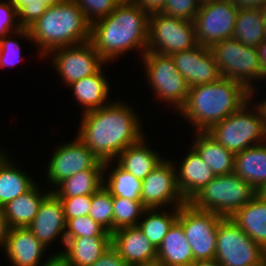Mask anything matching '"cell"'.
Returning <instances> with one entry per match:
<instances>
[{
    "label": "cell",
    "instance_id": "1",
    "mask_svg": "<svg viewBox=\"0 0 266 266\" xmlns=\"http://www.w3.org/2000/svg\"><path fill=\"white\" fill-rule=\"evenodd\" d=\"M134 113L133 108L121 102L84 112L76 137L100 161L112 162L143 137L140 119Z\"/></svg>",
    "mask_w": 266,
    "mask_h": 266
},
{
    "label": "cell",
    "instance_id": "2",
    "mask_svg": "<svg viewBox=\"0 0 266 266\" xmlns=\"http://www.w3.org/2000/svg\"><path fill=\"white\" fill-rule=\"evenodd\" d=\"M148 29L149 14L144 9L136 3H119L109 16L91 24L90 42L105 62L139 47L143 55Z\"/></svg>",
    "mask_w": 266,
    "mask_h": 266
},
{
    "label": "cell",
    "instance_id": "3",
    "mask_svg": "<svg viewBox=\"0 0 266 266\" xmlns=\"http://www.w3.org/2000/svg\"><path fill=\"white\" fill-rule=\"evenodd\" d=\"M252 94L242 83L221 77L209 84L190 87L187 101L179 114L182 113L197 131H207L239 110Z\"/></svg>",
    "mask_w": 266,
    "mask_h": 266
},
{
    "label": "cell",
    "instance_id": "4",
    "mask_svg": "<svg viewBox=\"0 0 266 266\" xmlns=\"http://www.w3.org/2000/svg\"><path fill=\"white\" fill-rule=\"evenodd\" d=\"M91 24L74 0L47 7L29 28L31 41L38 45L40 56L54 49L90 41Z\"/></svg>",
    "mask_w": 266,
    "mask_h": 266
},
{
    "label": "cell",
    "instance_id": "5",
    "mask_svg": "<svg viewBox=\"0 0 266 266\" xmlns=\"http://www.w3.org/2000/svg\"><path fill=\"white\" fill-rule=\"evenodd\" d=\"M257 195L256 189L234 172L216 176L188 203L203 211H210L222 218H231Z\"/></svg>",
    "mask_w": 266,
    "mask_h": 266
},
{
    "label": "cell",
    "instance_id": "6",
    "mask_svg": "<svg viewBox=\"0 0 266 266\" xmlns=\"http://www.w3.org/2000/svg\"><path fill=\"white\" fill-rule=\"evenodd\" d=\"M246 102L239 110L215 123L206 132L234 154L266 142L265 114L258 103L255 113ZM257 106V107H256ZM249 110V111H248ZM260 141V142H259ZM258 143V144H257Z\"/></svg>",
    "mask_w": 266,
    "mask_h": 266
},
{
    "label": "cell",
    "instance_id": "7",
    "mask_svg": "<svg viewBox=\"0 0 266 266\" xmlns=\"http://www.w3.org/2000/svg\"><path fill=\"white\" fill-rule=\"evenodd\" d=\"M222 77L242 83L253 94L251 80L265 79L257 48L229 38L210 47Z\"/></svg>",
    "mask_w": 266,
    "mask_h": 266
},
{
    "label": "cell",
    "instance_id": "8",
    "mask_svg": "<svg viewBox=\"0 0 266 266\" xmlns=\"http://www.w3.org/2000/svg\"><path fill=\"white\" fill-rule=\"evenodd\" d=\"M215 259L221 266H266V250L230 218H222L217 228Z\"/></svg>",
    "mask_w": 266,
    "mask_h": 266
},
{
    "label": "cell",
    "instance_id": "9",
    "mask_svg": "<svg viewBox=\"0 0 266 266\" xmlns=\"http://www.w3.org/2000/svg\"><path fill=\"white\" fill-rule=\"evenodd\" d=\"M198 45L194 21L171 17L162 12L149 14L147 51L171 55Z\"/></svg>",
    "mask_w": 266,
    "mask_h": 266
},
{
    "label": "cell",
    "instance_id": "10",
    "mask_svg": "<svg viewBox=\"0 0 266 266\" xmlns=\"http://www.w3.org/2000/svg\"><path fill=\"white\" fill-rule=\"evenodd\" d=\"M142 58L147 79L153 92H156L155 95L157 94L159 99L167 103H172L179 112L187 101L189 86L177 71L172 57L146 51Z\"/></svg>",
    "mask_w": 266,
    "mask_h": 266
},
{
    "label": "cell",
    "instance_id": "11",
    "mask_svg": "<svg viewBox=\"0 0 266 266\" xmlns=\"http://www.w3.org/2000/svg\"><path fill=\"white\" fill-rule=\"evenodd\" d=\"M221 219L219 215L198 210L188 202L179 207L177 221L183 226L194 261L215 258L217 228Z\"/></svg>",
    "mask_w": 266,
    "mask_h": 266
},
{
    "label": "cell",
    "instance_id": "12",
    "mask_svg": "<svg viewBox=\"0 0 266 266\" xmlns=\"http://www.w3.org/2000/svg\"><path fill=\"white\" fill-rule=\"evenodd\" d=\"M238 11L228 0L201 4L194 20L198 44L211 47L232 38Z\"/></svg>",
    "mask_w": 266,
    "mask_h": 266
},
{
    "label": "cell",
    "instance_id": "13",
    "mask_svg": "<svg viewBox=\"0 0 266 266\" xmlns=\"http://www.w3.org/2000/svg\"><path fill=\"white\" fill-rule=\"evenodd\" d=\"M174 166V162L163 159L142 180L141 202L146 209H160L170 203L180 207L187 203L178 189Z\"/></svg>",
    "mask_w": 266,
    "mask_h": 266
},
{
    "label": "cell",
    "instance_id": "14",
    "mask_svg": "<svg viewBox=\"0 0 266 266\" xmlns=\"http://www.w3.org/2000/svg\"><path fill=\"white\" fill-rule=\"evenodd\" d=\"M49 53H52V57H54L53 66L68 86L75 81L97 73L102 68V64H105L90 41L57 48Z\"/></svg>",
    "mask_w": 266,
    "mask_h": 266
},
{
    "label": "cell",
    "instance_id": "15",
    "mask_svg": "<svg viewBox=\"0 0 266 266\" xmlns=\"http://www.w3.org/2000/svg\"><path fill=\"white\" fill-rule=\"evenodd\" d=\"M49 183L56 187L65 178L88 169H104V162L100 161L91 150L76 137V140L65 143L53 153L47 165Z\"/></svg>",
    "mask_w": 266,
    "mask_h": 266
},
{
    "label": "cell",
    "instance_id": "16",
    "mask_svg": "<svg viewBox=\"0 0 266 266\" xmlns=\"http://www.w3.org/2000/svg\"><path fill=\"white\" fill-rule=\"evenodd\" d=\"M28 228L45 247L61 235L62 243L65 244L66 219L63 206L52 192L42 201Z\"/></svg>",
    "mask_w": 266,
    "mask_h": 266
},
{
    "label": "cell",
    "instance_id": "17",
    "mask_svg": "<svg viewBox=\"0 0 266 266\" xmlns=\"http://www.w3.org/2000/svg\"><path fill=\"white\" fill-rule=\"evenodd\" d=\"M3 249L13 266H40L46 251L28 227L8 229Z\"/></svg>",
    "mask_w": 266,
    "mask_h": 266
},
{
    "label": "cell",
    "instance_id": "18",
    "mask_svg": "<svg viewBox=\"0 0 266 266\" xmlns=\"http://www.w3.org/2000/svg\"><path fill=\"white\" fill-rule=\"evenodd\" d=\"M112 246L130 266L157 259V249L137 227H126L111 234Z\"/></svg>",
    "mask_w": 266,
    "mask_h": 266
},
{
    "label": "cell",
    "instance_id": "19",
    "mask_svg": "<svg viewBox=\"0 0 266 266\" xmlns=\"http://www.w3.org/2000/svg\"><path fill=\"white\" fill-rule=\"evenodd\" d=\"M191 148L176 174L178 189L186 202L216 177L198 152Z\"/></svg>",
    "mask_w": 266,
    "mask_h": 266
},
{
    "label": "cell",
    "instance_id": "20",
    "mask_svg": "<svg viewBox=\"0 0 266 266\" xmlns=\"http://www.w3.org/2000/svg\"><path fill=\"white\" fill-rule=\"evenodd\" d=\"M66 250L59 255L69 266H91L112 245L111 236L65 238Z\"/></svg>",
    "mask_w": 266,
    "mask_h": 266
},
{
    "label": "cell",
    "instance_id": "21",
    "mask_svg": "<svg viewBox=\"0 0 266 266\" xmlns=\"http://www.w3.org/2000/svg\"><path fill=\"white\" fill-rule=\"evenodd\" d=\"M41 191L35 183L27 192L2 207L8 229L28 227L35 218L42 201L51 193Z\"/></svg>",
    "mask_w": 266,
    "mask_h": 266
},
{
    "label": "cell",
    "instance_id": "22",
    "mask_svg": "<svg viewBox=\"0 0 266 266\" xmlns=\"http://www.w3.org/2000/svg\"><path fill=\"white\" fill-rule=\"evenodd\" d=\"M157 260L164 266H190L194 262L183 226L177 220L157 248Z\"/></svg>",
    "mask_w": 266,
    "mask_h": 266
},
{
    "label": "cell",
    "instance_id": "23",
    "mask_svg": "<svg viewBox=\"0 0 266 266\" xmlns=\"http://www.w3.org/2000/svg\"><path fill=\"white\" fill-rule=\"evenodd\" d=\"M193 148L216 176L234 172L235 154L218 143L206 131H196Z\"/></svg>",
    "mask_w": 266,
    "mask_h": 266
},
{
    "label": "cell",
    "instance_id": "24",
    "mask_svg": "<svg viewBox=\"0 0 266 266\" xmlns=\"http://www.w3.org/2000/svg\"><path fill=\"white\" fill-rule=\"evenodd\" d=\"M234 173L258 191L266 183L265 142L236 153Z\"/></svg>",
    "mask_w": 266,
    "mask_h": 266
},
{
    "label": "cell",
    "instance_id": "25",
    "mask_svg": "<svg viewBox=\"0 0 266 266\" xmlns=\"http://www.w3.org/2000/svg\"><path fill=\"white\" fill-rule=\"evenodd\" d=\"M230 219L266 250V200L256 195Z\"/></svg>",
    "mask_w": 266,
    "mask_h": 266
},
{
    "label": "cell",
    "instance_id": "26",
    "mask_svg": "<svg viewBox=\"0 0 266 266\" xmlns=\"http://www.w3.org/2000/svg\"><path fill=\"white\" fill-rule=\"evenodd\" d=\"M144 137L129 145L117 157V164L140 180L146 178L163 160L159 154L146 145Z\"/></svg>",
    "mask_w": 266,
    "mask_h": 266
},
{
    "label": "cell",
    "instance_id": "27",
    "mask_svg": "<svg viewBox=\"0 0 266 266\" xmlns=\"http://www.w3.org/2000/svg\"><path fill=\"white\" fill-rule=\"evenodd\" d=\"M103 74L102 69H100L97 73L69 85L72 86L75 100L84 107L83 112L96 110L107 105L105 101L108 98L110 88Z\"/></svg>",
    "mask_w": 266,
    "mask_h": 266
},
{
    "label": "cell",
    "instance_id": "28",
    "mask_svg": "<svg viewBox=\"0 0 266 266\" xmlns=\"http://www.w3.org/2000/svg\"><path fill=\"white\" fill-rule=\"evenodd\" d=\"M111 162H104V169H88L78 172L77 174L65 178L51 192L56 197H73L92 195L97 192L104 182V175L107 167Z\"/></svg>",
    "mask_w": 266,
    "mask_h": 266
},
{
    "label": "cell",
    "instance_id": "29",
    "mask_svg": "<svg viewBox=\"0 0 266 266\" xmlns=\"http://www.w3.org/2000/svg\"><path fill=\"white\" fill-rule=\"evenodd\" d=\"M8 158L0 151V208L27 192L35 184L32 178L18 170Z\"/></svg>",
    "mask_w": 266,
    "mask_h": 266
},
{
    "label": "cell",
    "instance_id": "30",
    "mask_svg": "<svg viewBox=\"0 0 266 266\" xmlns=\"http://www.w3.org/2000/svg\"><path fill=\"white\" fill-rule=\"evenodd\" d=\"M265 13L260 9H240L237 13L232 38L257 48L265 39Z\"/></svg>",
    "mask_w": 266,
    "mask_h": 266
},
{
    "label": "cell",
    "instance_id": "31",
    "mask_svg": "<svg viewBox=\"0 0 266 266\" xmlns=\"http://www.w3.org/2000/svg\"><path fill=\"white\" fill-rule=\"evenodd\" d=\"M172 213L159 212V209H146V218L141 223L138 222L137 227L145 234L147 239L157 249L163 238L168 233L169 228L177 220L179 207H174Z\"/></svg>",
    "mask_w": 266,
    "mask_h": 266
},
{
    "label": "cell",
    "instance_id": "32",
    "mask_svg": "<svg viewBox=\"0 0 266 266\" xmlns=\"http://www.w3.org/2000/svg\"><path fill=\"white\" fill-rule=\"evenodd\" d=\"M104 188L112 197H121L134 201H141L142 180L131 173L116 166L108 175L107 182H103Z\"/></svg>",
    "mask_w": 266,
    "mask_h": 266
},
{
    "label": "cell",
    "instance_id": "33",
    "mask_svg": "<svg viewBox=\"0 0 266 266\" xmlns=\"http://www.w3.org/2000/svg\"><path fill=\"white\" fill-rule=\"evenodd\" d=\"M144 214H146V208L141 201L113 197V232L121 228L137 226V219L141 215L145 216Z\"/></svg>",
    "mask_w": 266,
    "mask_h": 266
},
{
    "label": "cell",
    "instance_id": "34",
    "mask_svg": "<svg viewBox=\"0 0 266 266\" xmlns=\"http://www.w3.org/2000/svg\"><path fill=\"white\" fill-rule=\"evenodd\" d=\"M88 215L109 233H113V197L104 186L92 194Z\"/></svg>",
    "mask_w": 266,
    "mask_h": 266
},
{
    "label": "cell",
    "instance_id": "35",
    "mask_svg": "<svg viewBox=\"0 0 266 266\" xmlns=\"http://www.w3.org/2000/svg\"><path fill=\"white\" fill-rule=\"evenodd\" d=\"M222 77L210 47L197 45L195 86L209 84Z\"/></svg>",
    "mask_w": 266,
    "mask_h": 266
},
{
    "label": "cell",
    "instance_id": "36",
    "mask_svg": "<svg viewBox=\"0 0 266 266\" xmlns=\"http://www.w3.org/2000/svg\"><path fill=\"white\" fill-rule=\"evenodd\" d=\"M92 236H111V233L89 215L72 218L66 222L65 238Z\"/></svg>",
    "mask_w": 266,
    "mask_h": 266
},
{
    "label": "cell",
    "instance_id": "37",
    "mask_svg": "<svg viewBox=\"0 0 266 266\" xmlns=\"http://www.w3.org/2000/svg\"><path fill=\"white\" fill-rule=\"evenodd\" d=\"M85 15L86 20L95 21L109 16L119 4L117 0H74Z\"/></svg>",
    "mask_w": 266,
    "mask_h": 266
},
{
    "label": "cell",
    "instance_id": "38",
    "mask_svg": "<svg viewBox=\"0 0 266 266\" xmlns=\"http://www.w3.org/2000/svg\"><path fill=\"white\" fill-rule=\"evenodd\" d=\"M16 16L18 18V12L10 0L0 2V39L7 36L14 29L15 36L18 34L22 38L26 37V39L31 40L28 29H22L18 22L14 23Z\"/></svg>",
    "mask_w": 266,
    "mask_h": 266
},
{
    "label": "cell",
    "instance_id": "39",
    "mask_svg": "<svg viewBox=\"0 0 266 266\" xmlns=\"http://www.w3.org/2000/svg\"><path fill=\"white\" fill-rule=\"evenodd\" d=\"M170 56L174 61L177 71L185 78L189 88L195 86L197 46L191 50L173 53Z\"/></svg>",
    "mask_w": 266,
    "mask_h": 266
},
{
    "label": "cell",
    "instance_id": "40",
    "mask_svg": "<svg viewBox=\"0 0 266 266\" xmlns=\"http://www.w3.org/2000/svg\"><path fill=\"white\" fill-rule=\"evenodd\" d=\"M200 5L198 0H167L162 13L175 18L194 21Z\"/></svg>",
    "mask_w": 266,
    "mask_h": 266
},
{
    "label": "cell",
    "instance_id": "41",
    "mask_svg": "<svg viewBox=\"0 0 266 266\" xmlns=\"http://www.w3.org/2000/svg\"><path fill=\"white\" fill-rule=\"evenodd\" d=\"M62 203L66 222L72 218L86 216L91 209L92 195L57 197Z\"/></svg>",
    "mask_w": 266,
    "mask_h": 266
},
{
    "label": "cell",
    "instance_id": "42",
    "mask_svg": "<svg viewBox=\"0 0 266 266\" xmlns=\"http://www.w3.org/2000/svg\"><path fill=\"white\" fill-rule=\"evenodd\" d=\"M4 36L0 39V67L13 66L21 59V49L18 41Z\"/></svg>",
    "mask_w": 266,
    "mask_h": 266
},
{
    "label": "cell",
    "instance_id": "43",
    "mask_svg": "<svg viewBox=\"0 0 266 266\" xmlns=\"http://www.w3.org/2000/svg\"><path fill=\"white\" fill-rule=\"evenodd\" d=\"M42 1H36L32 5L24 6L18 12V23L22 29H28L32 24H34L45 12L47 9Z\"/></svg>",
    "mask_w": 266,
    "mask_h": 266
},
{
    "label": "cell",
    "instance_id": "44",
    "mask_svg": "<svg viewBox=\"0 0 266 266\" xmlns=\"http://www.w3.org/2000/svg\"><path fill=\"white\" fill-rule=\"evenodd\" d=\"M91 266H130L111 245L106 252Z\"/></svg>",
    "mask_w": 266,
    "mask_h": 266
},
{
    "label": "cell",
    "instance_id": "45",
    "mask_svg": "<svg viewBox=\"0 0 266 266\" xmlns=\"http://www.w3.org/2000/svg\"><path fill=\"white\" fill-rule=\"evenodd\" d=\"M167 0H134L148 14L162 12Z\"/></svg>",
    "mask_w": 266,
    "mask_h": 266
},
{
    "label": "cell",
    "instance_id": "46",
    "mask_svg": "<svg viewBox=\"0 0 266 266\" xmlns=\"http://www.w3.org/2000/svg\"><path fill=\"white\" fill-rule=\"evenodd\" d=\"M234 8L240 9H260L266 7V0H228Z\"/></svg>",
    "mask_w": 266,
    "mask_h": 266
},
{
    "label": "cell",
    "instance_id": "47",
    "mask_svg": "<svg viewBox=\"0 0 266 266\" xmlns=\"http://www.w3.org/2000/svg\"><path fill=\"white\" fill-rule=\"evenodd\" d=\"M10 1L15 6L17 12H19L24 6L32 5L33 3L39 0H10ZM40 1H42L45 5L49 7V6L59 4V3H63L66 0H40Z\"/></svg>",
    "mask_w": 266,
    "mask_h": 266
},
{
    "label": "cell",
    "instance_id": "48",
    "mask_svg": "<svg viewBox=\"0 0 266 266\" xmlns=\"http://www.w3.org/2000/svg\"><path fill=\"white\" fill-rule=\"evenodd\" d=\"M8 232L5 216L3 215L2 208H0V246L3 248Z\"/></svg>",
    "mask_w": 266,
    "mask_h": 266
},
{
    "label": "cell",
    "instance_id": "49",
    "mask_svg": "<svg viewBox=\"0 0 266 266\" xmlns=\"http://www.w3.org/2000/svg\"><path fill=\"white\" fill-rule=\"evenodd\" d=\"M262 70L266 78V39L257 47Z\"/></svg>",
    "mask_w": 266,
    "mask_h": 266
},
{
    "label": "cell",
    "instance_id": "50",
    "mask_svg": "<svg viewBox=\"0 0 266 266\" xmlns=\"http://www.w3.org/2000/svg\"><path fill=\"white\" fill-rule=\"evenodd\" d=\"M42 266H69L59 255H52Z\"/></svg>",
    "mask_w": 266,
    "mask_h": 266
},
{
    "label": "cell",
    "instance_id": "51",
    "mask_svg": "<svg viewBox=\"0 0 266 266\" xmlns=\"http://www.w3.org/2000/svg\"><path fill=\"white\" fill-rule=\"evenodd\" d=\"M190 266H221V264L214 258L210 260H197Z\"/></svg>",
    "mask_w": 266,
    "mask_h": 266
},
{
    "label": "cell",
    "instance_id": "52",
    "mask_svg": "<svg viewBox=\"0 0 266 266\" xmlns=\"http://www.w3.org/2000/svg\"><path fill=\"white\" fill-rule=\"evenodd\" d=\"M131 266H164V265L157 259H154L148 262L133 264Z\"/></svg>",
    "mask_w": 266,
    "mask_h": 266
},
{
    "label": "cell",
    "instance_id": "53",
    "mask_svg": "<svg viewBox=\"0 0 266 266\" xmlns=\"http://www.w3.org/2000/svg\"><path fill=\"white\" fill-rule=\"evenodd\" d=\"M257 195L266 200V183L257 191Z\"/></svg>",
    "mask_w": 266,
    "mask_h": 266
},
{
    "label": "cell",
    "instance_id": "54",
    "mask_svg": "<svg viewBox=\"0 0 266 266\" xmlns=\"http://www.w3.org/2000/svg\"><path fill=\"white\" fill-rule=\"evenodd\" d=\"M260 105H261V107L264 111V114H265V124H266V100L265 101L263 100V102L260 103Z\"/></svg>",
    "mask_w": 266,
    "mask_h": 266
},
{
    "label": "cell",
    "instance_id": "55",
    "mask_svg": "<svg viewBox=\"0 0 266 266\" xmlns=\"http://www.w3.org/2000/svg\"><path fill=\"white\" fill-rule=\"evenodd\" d=\"M119 3H134V0H117Z\"/></svg>",
    "mask_w": 266,
    "mask_h": 266
},
{
    "label": "cell",
    "instance_id": "56",
    "mask_svg": "<svg viewBox=\"0 0 266 266\" xmlns=\"http://www.w3.org/2000/svg\"><path fill=\"white\" fill-rule=\"evenodd\" d=\"M200 4L208 3V2H213V1H219V0H198Z\"/></svg>",
    "mask_w": 266,
    "mask_h": 266
},
{
    "label": "cell",
    "instance_id": "57",
    "mask_svg": "<svg viewBox=\"0 0 266 266\" xmlns=\"http://www.w3.org/2000/svg\"><path fill=\"white\" fill-rule=\"evenodd\" d=\"M264 13H265V26H264V30H265V39H266V7L263 9Z\"/></svg>",
    "mask_w": 266,
    "mask_h": 266
}]
</instances>
